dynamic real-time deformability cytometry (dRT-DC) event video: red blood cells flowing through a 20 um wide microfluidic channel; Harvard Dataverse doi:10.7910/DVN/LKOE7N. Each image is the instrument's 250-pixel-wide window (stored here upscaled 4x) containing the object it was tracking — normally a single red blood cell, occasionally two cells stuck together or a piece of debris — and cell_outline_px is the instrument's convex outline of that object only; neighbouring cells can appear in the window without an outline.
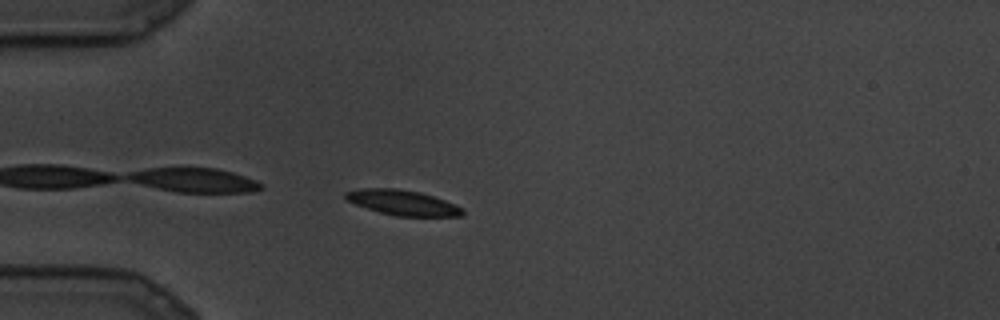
{"species": "common noctule bat (a hibernating species)", "species_latin": "Nyctalus noctula", "temperature_condition": "cold", "stored_images_in_passage": 3, "camera_frame_rate_fps": 3000, "um_per_image_px": 0.085, "animal": {"sex": "male", "body_mass_g": 19.5, "forearm_length_mm": 54.6}, "frame": {"image": 1, "passage_image": 1, "time_ms": 0.0, "image_size_px": [1000, 320], "cell_outline_px": [[464, 216], [396, 216], [380, 212], [344, 200], [344, 192], [360, 188], [396, 188], [420, 192], [444, 200], [464, 208]], "centroid_in_image_um": [34.21, 17.22], "position_along_channel_um": 50.8, "area_um2": 17.17}}